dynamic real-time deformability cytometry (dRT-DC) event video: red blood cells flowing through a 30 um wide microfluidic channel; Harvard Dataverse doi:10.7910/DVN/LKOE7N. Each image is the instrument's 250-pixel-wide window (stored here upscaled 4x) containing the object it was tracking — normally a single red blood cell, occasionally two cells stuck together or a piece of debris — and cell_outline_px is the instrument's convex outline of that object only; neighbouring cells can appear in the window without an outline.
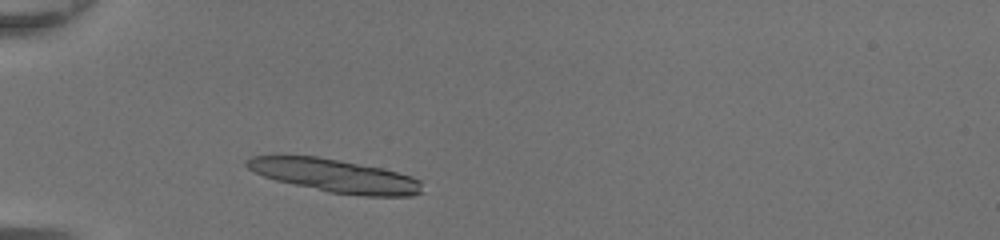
{"species": "common noctule bat (a hibernating species)", "species_latin": "Nyctalus noctula", "temperature_condition": "room temperature", "stored_images_in_passage": 32, "camera_frame_rate_fps": 3000, "um_per_image_px": 0.085, "animal": {"sex": "female", "body_mass_g": 20.0, "forearm_length_mm": 54.0}, "frame": {"image": 1, "passage_image": 1, "time_ms": 0.0, "image_size_px": [1000, 240], "cell_outline_px": [[420, 192], [412, 196], [364, 196], [328, 192], [276, 180], [264, 176], [248, 168], [244, 164], [244, 160], [248, 156], [316, 156], [340, 160], [384, 168], [412, 176], [420, 180]], "centroid_in_image_um": [28.46, 14.93], "position_along_channel_um": 56.5, "area_um2": 33.81}, "authors_computed_cell_mechanics": {"area_um2": 19.1029, "velocity_mm_per_s": 4.3486, "shape_relaxation_time_tau1_ms": 0.6047, "shape_relaxation_time_tau2_ms": 2.87, "deformation_change_tau1": 0.2675, "deformation_change_tau2": 0.0841}}